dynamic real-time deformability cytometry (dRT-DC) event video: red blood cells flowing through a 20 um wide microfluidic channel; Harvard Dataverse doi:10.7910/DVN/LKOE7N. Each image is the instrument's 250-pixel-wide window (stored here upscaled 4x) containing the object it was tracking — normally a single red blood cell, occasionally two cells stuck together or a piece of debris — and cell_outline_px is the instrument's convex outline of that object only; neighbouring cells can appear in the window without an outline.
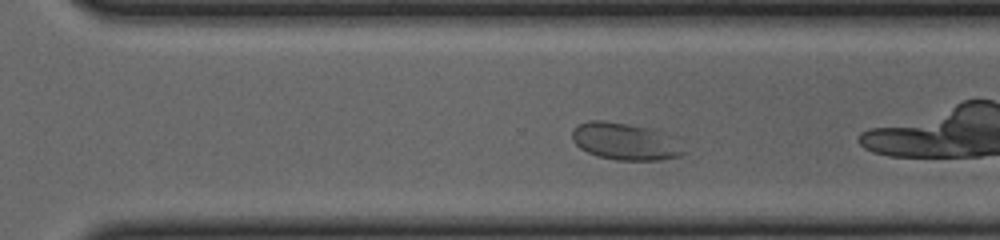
{"species": "common noctule bat (a hibernating species)", "species_latin": "Nyctalus noctula", "temperature_condition": "cold", "stored_images_in_passage": 33, "camera_frame_rate_fps": 3000, "um_per_image_px": 0.085, "animal": {"sex": "female", "body_mass_g": 23.0, "forearm_length_mm": 53.4}, "frame": {"image": 1, "passage_image": 24, "time_ms": 7.667, "image_size_px": [1000, 240], "cell_outline_px": [[688, 152], [680, 156], [660, 160], [616, 160], [596, 156], [580, 148], [572, 140], [572, 132], [580, 124], [588, 120], [604, 120], [628, 124], [660, 132]], "centroid_in_image_um": [53.06, 12.04], "position_along_channel_um": 317.5, "area_um2": 23.52}}